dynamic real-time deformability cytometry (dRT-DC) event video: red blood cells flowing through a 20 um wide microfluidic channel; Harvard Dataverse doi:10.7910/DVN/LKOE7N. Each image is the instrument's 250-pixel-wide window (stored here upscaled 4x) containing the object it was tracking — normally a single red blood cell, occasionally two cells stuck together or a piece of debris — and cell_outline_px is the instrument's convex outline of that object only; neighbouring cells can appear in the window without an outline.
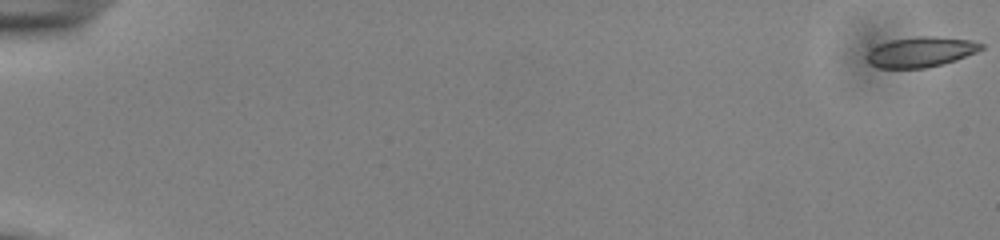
{"species": "common noctule bat (a hibernating species)", "species_latin": "Nyctalus noctula", "temperature_condition": "cold", "stored_images_in_passage": 55, "camera_frame_rate_fps": 3000, "um_per_image_px": 0.085, "animal": {"sex": "male", "body_mass_g": 13.0, "forearm_length_mm": 53.1}, "frame": {"image": 1, "passage_image": 1, "time_ms": 0.0, "image_size_px": [1000, 240], "cell_outline_px": [[984, 48], [976, 52], [956, 60], [944, 64], [924, 68], [876, 68], [868, 64], [868, 52], [872, 48], [880, 44], [892, 40], [916, 36], [932, 36], [972, 40], [984, 44]], "centroid_in_image_um": [78.28, 4.42], "position_along_channel_um": 6.7, "area_um2": 20.17}}
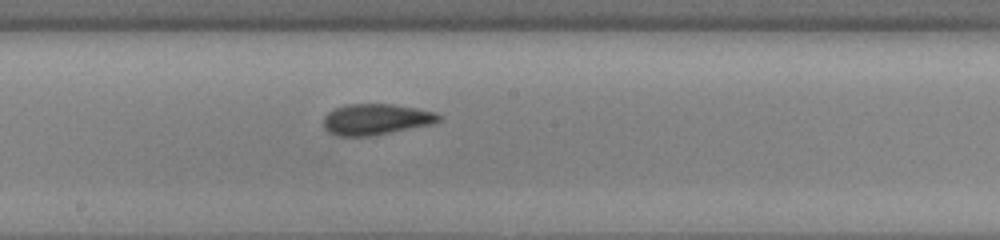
{"frame": {"image": 2, "passage_image": 32, "time_ms": 10.333, "image_size_px": [1000, 240], "cell_outline_px": [[444, 116], [440, 120], [432, 124], [368, 136], [336, 136], [328, 132], [324, 128], [324, 116], [332, 108], [344, 104], [392, 104], [416, 108], [436, 112]], "centroid_in_image_um": [31.93, 10.13], "position_along_channel_um": 216.3, "area_um2": 20.92}}
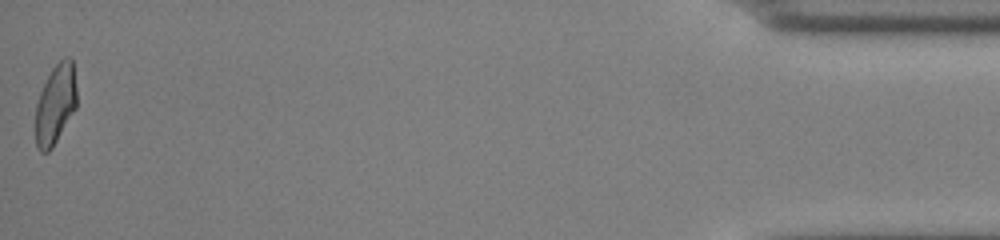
{"frame": {"image": 3, "passage_image": 55, "time_ms": 18.0, "image_size_px": [1000, 240], "cell_outline_px": [[76, 108], [52, 148], [48, 152], [40, 152], [36, 148], [36, 104], [40, 92], [52, 68], [64, 56], [68, 56], [72, 60], [76, 88]], "centroid_in_image_um": [4.71, 8.87], "position_along_channel_um": 430.5, "area_um2": 19.07}, "authors_computed_cell_mechanics": {"area_um2": 20.519, "velocity_mm_per_s": 3.9062, "shape_relaxation_time_tau1_ms": 5.616, "shape_relaxation_time_tau2_ms": 1.6821, "deformation_change_tau1": 0.1552, "deformation_change_tau2": 0.0724}}